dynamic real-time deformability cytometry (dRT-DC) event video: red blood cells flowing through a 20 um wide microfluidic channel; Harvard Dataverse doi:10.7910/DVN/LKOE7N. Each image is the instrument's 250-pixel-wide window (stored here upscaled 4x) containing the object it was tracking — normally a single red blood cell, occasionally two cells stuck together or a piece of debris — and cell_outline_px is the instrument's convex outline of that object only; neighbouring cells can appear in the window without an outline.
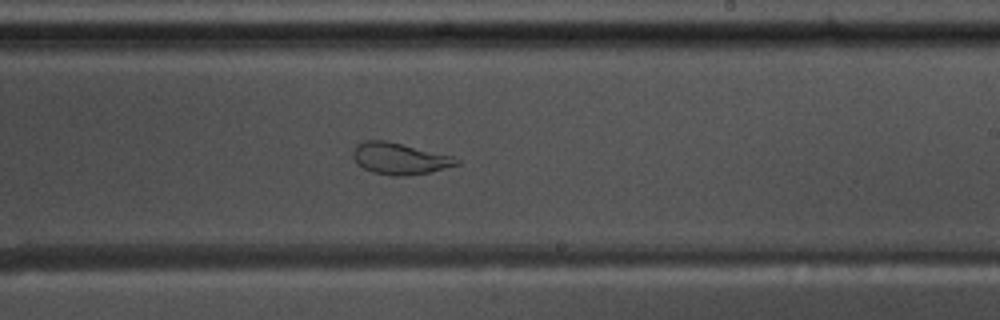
{"species": "common noctule bat (a hibernating species)", "species_latin": "Nyctalus noctula", "temperature_condition": "warm", "stored_images_in_passage": 41, "camera_frame_rate_fps": 3000, "um_per_image_px": 0.085, "animal": {"sex": "male", "body_mass_g": 17.5, "forearm_length_mm": 52.3}, "frame": {"image": 1, "passage_image": 18, "time_ms": 5.667, "image_size_px": [1000, 320], "cell_outline_px": [[460, 164], [428, 172], [404, 176], [392, 176], [372, 172], [356, 164], [352, 156], [352, 152], [356, 144], [364, 140], [384, 140], [452, 156], [460, 160]], "centroid_in_image_um": [33.91, 13.48], "position_along_channel_um": 255.1, "area_um2": 18.9}}
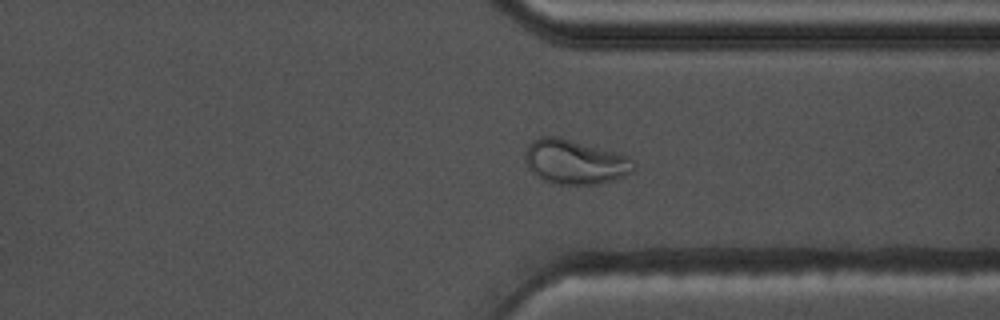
{"frame": {"image": 2, "passage_image": 27, "time_ms": 8.667, "image_size_px": [1000, 320], "cell_outline_px": [[636, 168], [632, 172], [616, 180], [600, 184], [556, 184], [544, 180], [532, 172], [528, 168], [524, 160], [524, 152], [528, 144], [532, 140], [540, 136], [560, 136], [628, 156], [636, 160]], "centroid_in_image_um": [48.88, 13.75], "position_along_channel_um": 362.5, "area_um2": 28.61}}
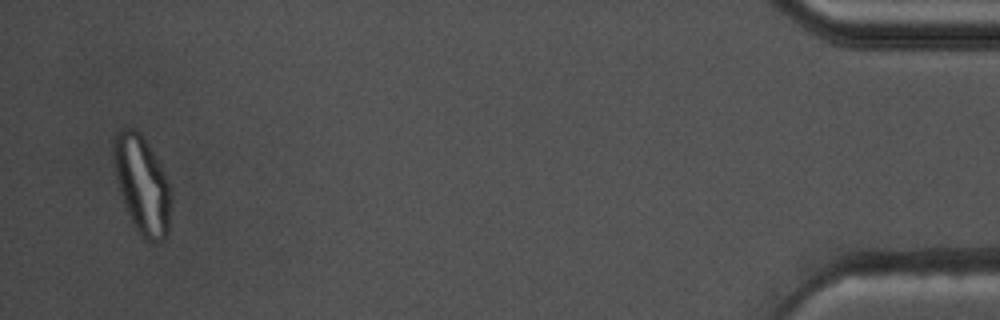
{"frame": {"image": 3, "passage_image": 39, "time_ms": 12.667, "image_size_px": [1000, 320], "cell_outline_px": [[168, 232], [164, 240], [156, 244], [148, 244], [140, 236], [120, 196], [112, 160], [112, 144], [116, 132], [120, 128], [136, 128], [140, 132], [148, 144], [160, 164], [168, 180]], "centroid_in_image_um": [12.02, 15.68], "position_along_channel_um": 423.2, "area_um2": 32.71}}